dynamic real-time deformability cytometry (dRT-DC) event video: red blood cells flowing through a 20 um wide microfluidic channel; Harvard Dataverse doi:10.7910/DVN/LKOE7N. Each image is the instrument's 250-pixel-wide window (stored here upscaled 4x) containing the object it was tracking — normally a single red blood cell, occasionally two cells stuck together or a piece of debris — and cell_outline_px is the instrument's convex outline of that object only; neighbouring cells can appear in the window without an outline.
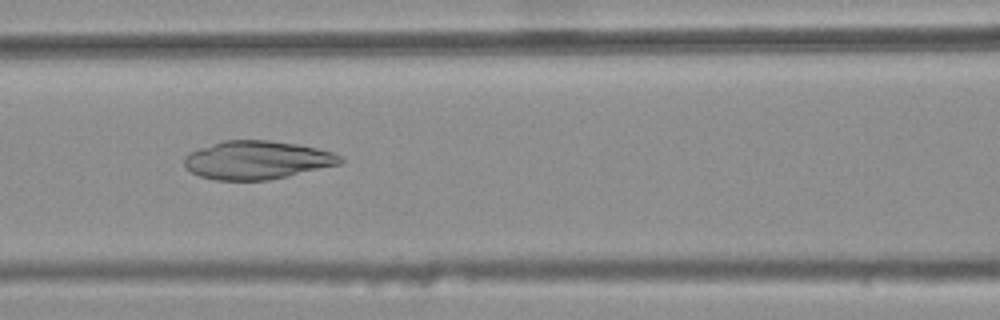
{"species": "common noctule bat (a hibernating species)", "species_latin": "Nyctalus noctula", "temperature_condition": "warm", "stored_images_in_passage": 39, "camera_frame_rate_fps": 3000, "um_per_image_px": 0.085, "animal": {"sex": "female", "body_mass_g": 25.1}, "frame": {"image": 1, "passage_image": 16, "time_ms": 5.0, "image_size_px": [1000, 320], "cell_outline_px": [[344, 160], [340, 164], [288, 176], [268, 180], [216, 180], [200, 176], [192, 172], [184, 164], [184, 156], [188, 152], [224, 140], [268, 140], [296, 144], [316, 148], [332, 152], [340, 156]], "centroid_in_image_um": [21.84, 13.6], "position_along_channel_um": 144.8, "area_um2": 34.68}}
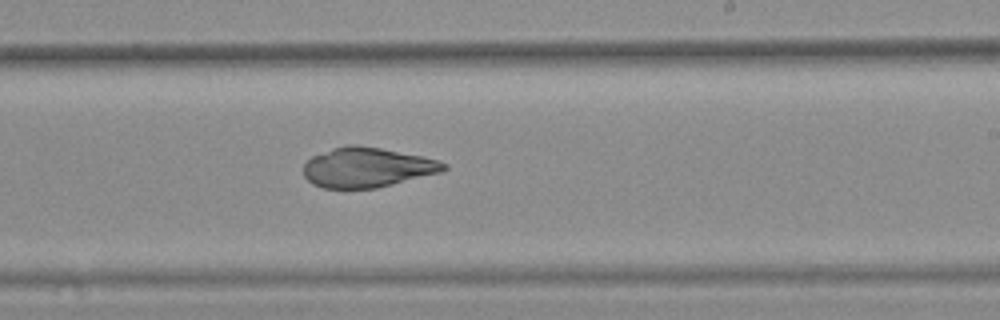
{"frame": {"image": 2, "passage_image": 25, "time_ms": 8.0, "image_size_px": [1000, 320], "cell_outline_px": [[448, 168], [440, 172], [376, 188], [324, 188], [312, 184], [304, 176], [304, 164], [312, 156], [332, 148], [348, 144], [356, 144], [380, 148], [440, 160], [448, 164]], "centroid_in_image_um": [31.19, 14.22], "position_along_channel_um": 257.8, "area_um2": 32.37}}
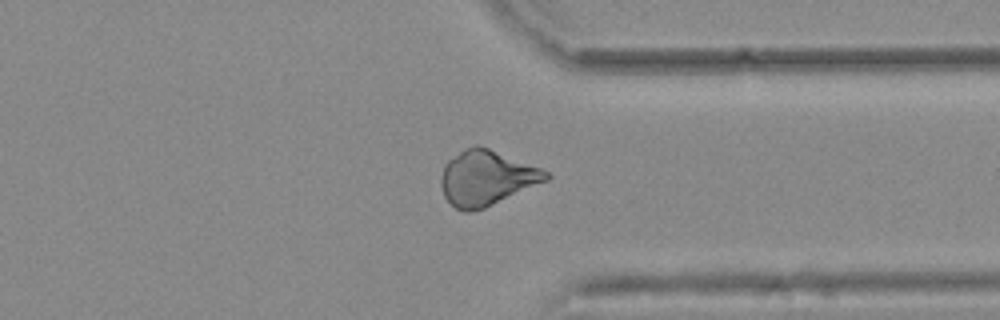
{"frame": {"image": 3, "passage_image": 34, "time_ms": 11.0, "image_size_px": [1000, 320], "cell_outline_px": [[552, 176], [548, 180], [484, 208], [468, 212], [464, 212], [456, 208], [444, 196], [440, 184], [440, 180], [444, 164], [448, 160], [464, 148], [476, 144], [480, 144], [540, 168], [548, 172]], "centroid_in_image_um": [41.34, 15.11], "position_along_channel_um": 370.1, "area_um2": 33.64}}